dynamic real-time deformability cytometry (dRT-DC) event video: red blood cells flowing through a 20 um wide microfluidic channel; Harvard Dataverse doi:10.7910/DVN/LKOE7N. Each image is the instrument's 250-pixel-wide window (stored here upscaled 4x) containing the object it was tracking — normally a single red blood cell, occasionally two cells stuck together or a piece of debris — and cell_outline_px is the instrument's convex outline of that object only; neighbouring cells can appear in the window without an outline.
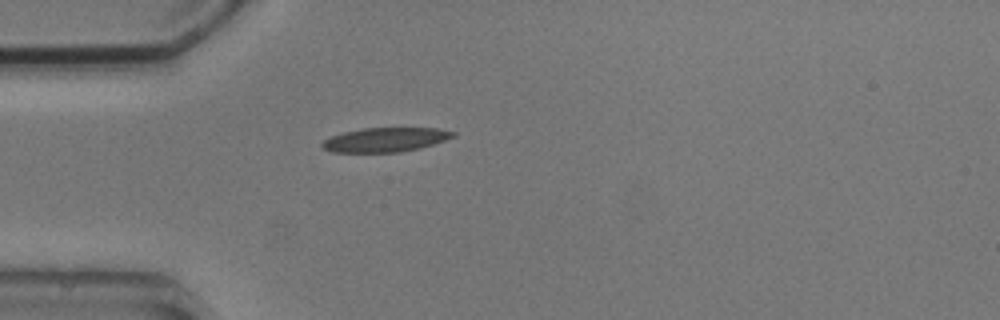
{"species": "common noctule bat (a hibernating species)", "species_latin": "Nyctalus noctula", "temperature_condition": "cold", "stored_images_in_passage": 1, "camera_frame_rate_fps": 3000, "um_per_image_px": 0.085, "animal": {"sex": "male", "body_mass_g": 20.5, "forearm_length_mm": 52.5}, "frame": {"image": 1, "passage_image": 1, "time_ms": 0.0, "image_size_px": [1000, 320], "cell_outline_px": [[456, 136], [420, 148], [400, 152], [332, 152], [324, 148], [320, 144], [324, 140], [332, 136], [344, 132], [364, 128], [436, 128], [456, 132]], "centroid_in_image_um": [32.76, 11.87], "position_along_channel_um": 52.2, "area_um2": 18.32}}